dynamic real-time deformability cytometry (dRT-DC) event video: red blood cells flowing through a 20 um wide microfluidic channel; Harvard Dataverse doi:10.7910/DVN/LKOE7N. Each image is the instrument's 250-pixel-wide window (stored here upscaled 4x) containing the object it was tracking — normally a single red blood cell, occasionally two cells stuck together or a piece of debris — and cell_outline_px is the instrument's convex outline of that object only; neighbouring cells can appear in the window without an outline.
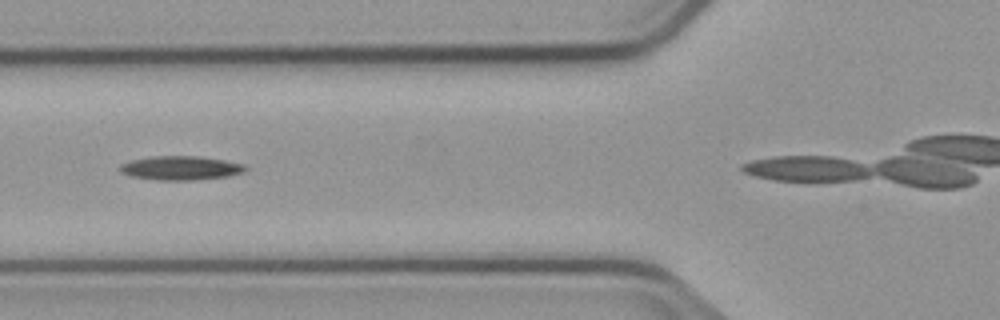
{"species": "common noctule bat (a hibernating species)", "species_latin": "Nyctalus noctula", "temperature_condition": "cold", "stored_images_in_passage": 3, "camera_frame_rate_fps": 3000, "um_per_image_px": 0.085, "animal": {"sex": "male", "body_mass_g": 23.1, "forearm_length_mm": 52.7}, "frame": {"image": 1, "passage_image": 2, "time_ms": 1.333, "image_size_px": [1000, 320], "cell_outline_px": [[248, 168], [244, 172], [228, 176], [192, 180], [156, 180], [128, 176], [120, 172], [120, 164], [132, 160], [152, 156], [196, 156], [224, 160], [244, 164]], "centroid_in_image_um": [15.34, 14.28], "position_along_channel_um": 110.5, "area_um2": 17.57}}